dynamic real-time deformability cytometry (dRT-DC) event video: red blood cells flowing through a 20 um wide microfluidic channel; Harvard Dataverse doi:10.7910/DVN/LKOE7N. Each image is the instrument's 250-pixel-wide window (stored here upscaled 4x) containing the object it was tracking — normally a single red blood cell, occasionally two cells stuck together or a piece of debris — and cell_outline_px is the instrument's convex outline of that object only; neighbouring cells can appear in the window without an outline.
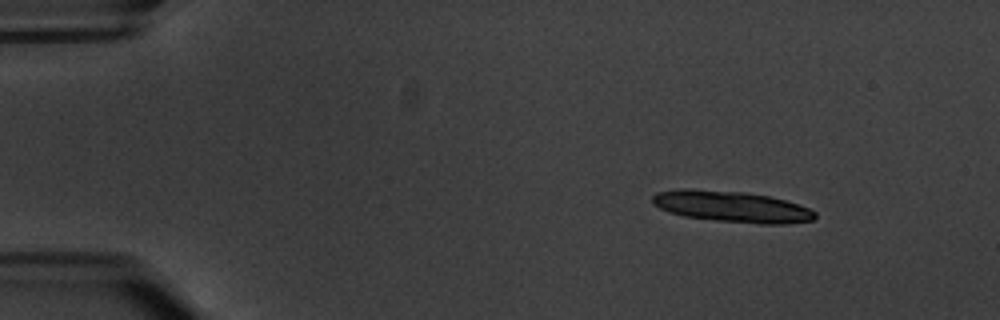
{"species": "common noctule bat (a hibernating species)", "species_latin": "Nyctalus noctula", "temperature_condition": "warm", "stored_images_in_passage": 14, "camera_frame_rate_fps": 3000, "um_per_image_px": 0.085, "animal": {"sex": "male", "body_mass_g": 20.1, "forearm_length_mm": 53.5}, "frame": {"image": 1, "passage_image": 1, "time_ms": 0.0, "image_size_px": [1000, 320], "cell_outline_px": [[816, 216], [812, 220], [784, 224], [760, 224], [716, 220], [684, 216], [668, 212], [652, 204], [652, 196], [656, 192], [680, 188], [688, 188], [744, 192], [768, 196], [784, 200], [808, 208], [816, 212]], "centroid_in_image_um": [62.14, 17.55], "position_along_channel_um": 22.9, "area_um2": 29.48}}
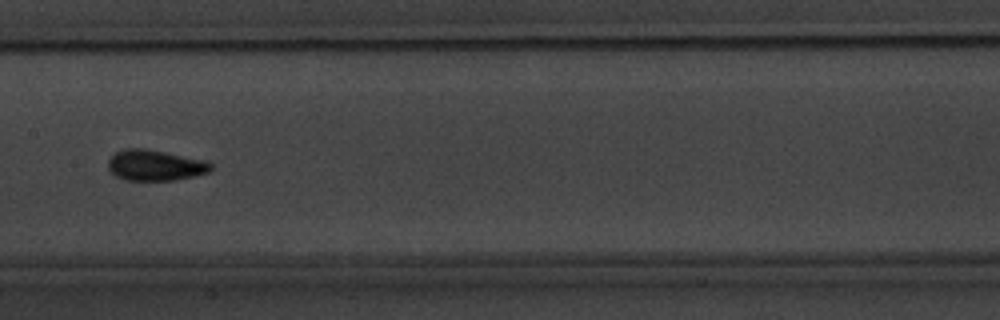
{"frame": {"image": 2, "passage_image": 7, "time_ms": 8.0, "image_size_px": [1000, 320], "cell_outline_px": [[212, 168], [208, 172], [176, 180], [124, 180], [116, 176], [108, 168], [108, 160], [112, 152], [124, 148], [144, 148], [208, 160], [212, 164]], "centroid_in_image_um": [13.16, 14.03], "position_along_channel_um": 194.2, "area_um2": 18.67}}
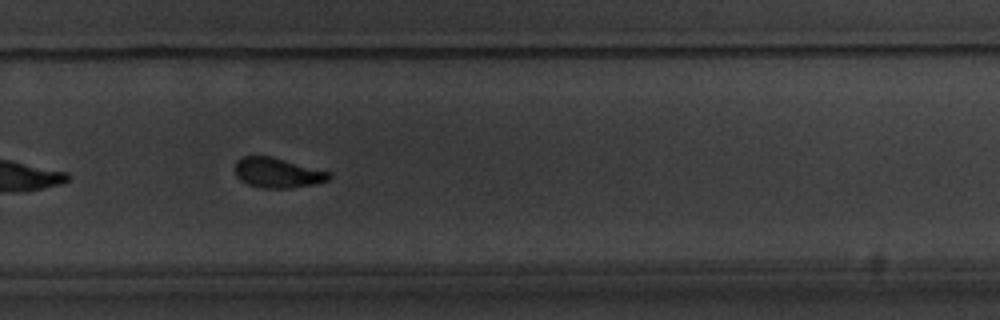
{"frame": {"image": 3, "passage_image": 10, "time_ms": 11.333, "image_size_px": [1000, 320], "cell_outline_px": [[332, 176], [328, 180], [312, 184], [292, 188], [264, 188], [248, 184], [240, 180], [236, 176], [236, 160], [244, 156], [272, 156], [332, 172]], "centroid_in_image_um": [23.61, 14.68], "position_along_channel_um": 306.2, "area_um2": 16.47}, "authors_computed_cell_mechanics": {"area_um2": 17.1666, "velocity_mm_per_s": 3.3697, "shape_relaxation_time_tau1_ms": 1.9069, "shape_relaxation_time_tau2_ms": null, "deformation_change_tau1": 0.1066, "deformation_change_tau2": null}}